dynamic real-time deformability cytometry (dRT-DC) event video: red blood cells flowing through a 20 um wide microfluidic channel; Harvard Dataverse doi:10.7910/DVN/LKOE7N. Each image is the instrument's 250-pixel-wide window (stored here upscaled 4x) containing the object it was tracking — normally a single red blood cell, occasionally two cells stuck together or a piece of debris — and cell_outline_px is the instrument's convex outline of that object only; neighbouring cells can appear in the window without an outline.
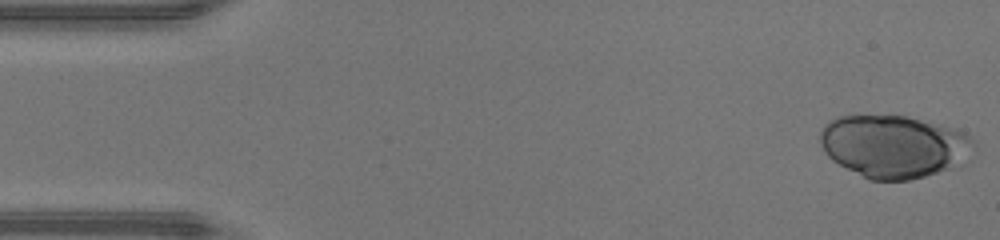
{"species": "human", "species_latin": "Homo sapiens", "temperature_condition": "warm", "stored_images_in_passage": 46, "camera_frame_rate_fps": 3000, "um_per_image_px": 0.085, "donor": {"sex": "male"}, "frame": {"image": 1, "passage_image": 1, "time_ms": 0.0, "image_size_px": [1000, 240], "cell_outline_px": [[976, 152], [948, 168], [924, 176], [908, 180], [868, 180], [832, 160], [824, 152], [820, 144], [820, 132], [824, 124], [828, 120], [836, 116], [904, 116], [956, 128], [972, 136], [976, 144]], "centroid_in_image_um": [75.97, 12.43], "position_along_channel_um": 9.0, "area_um2": 56.12}}
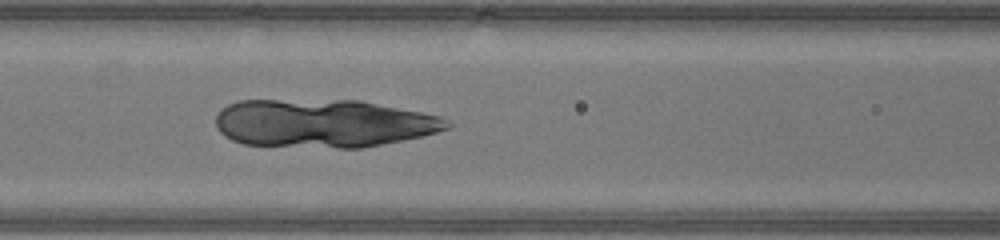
{"frame": {"image": 2, "passage_image": 19, "time_ms": 6.0, "image_size_px": [1000, 240], "cell_outline_px": [[452, 124], [448, 128], [436, 132], [420, 136], [360, 148], [336, 148], [244, 144], [232, 140], [224, 136], [216, 128], [216, 116], [220, 108], [228, 104], [240, 100], [360, 100], [440, 116]], "centroid_in_image_um": [27.43, 10.47], "position_along_channel_um": 139.2, "area_um2": 64.85}}
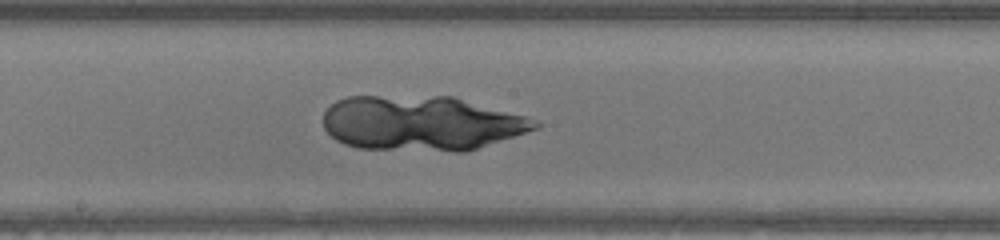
{"frame": {"image": 3, "passage_image": 24, "time_ms": 7.667, "image_size_px": [1000, 240], "cell_outline_px": [[540, 124], [536, 128], [464, 152], [456, 152], [360, 148], [344, 144], [336, 140], [324, 128], [324, 112], [336, 100], [348, 96], [452, 96], [524, 116]], "centroid_in_image_um": [35.73, 10.47], "position_along_channel_um": 212.5, "area_um2": 67.16}}